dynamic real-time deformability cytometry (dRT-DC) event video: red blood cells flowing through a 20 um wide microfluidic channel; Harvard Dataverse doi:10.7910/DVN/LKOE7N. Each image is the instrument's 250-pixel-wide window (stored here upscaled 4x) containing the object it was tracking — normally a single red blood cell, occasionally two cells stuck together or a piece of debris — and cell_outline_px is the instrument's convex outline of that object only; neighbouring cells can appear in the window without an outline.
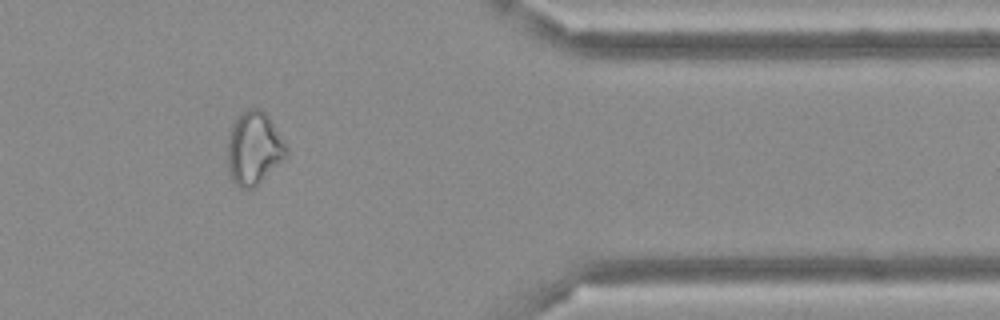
{"species": "Egyptian fruit bat (a non-hibernating species)", "species_latin": "Rousettus aegyptiacus", "temperature_condition": "cold", "stored_images_in_passage": 47, "camera_frame_rate_fps": 3000, "um_per_image_px": 0.085, "frame": {"image": 1, "passage_image": 40, "time_ms": 13.0, "image_size_px": [1000, 320], "cell_outline_px": [[288, 156], [256, 188], [240, 188], [232, 180], [228, 168], [228, 132], [236, 116], [248, 108], [260, 108], [268, 116], [288, 148]], "centroid_in_image_um": [21.59, 12.62], "position_along_channel_um": 389.8, "area_um2": 25.37}}